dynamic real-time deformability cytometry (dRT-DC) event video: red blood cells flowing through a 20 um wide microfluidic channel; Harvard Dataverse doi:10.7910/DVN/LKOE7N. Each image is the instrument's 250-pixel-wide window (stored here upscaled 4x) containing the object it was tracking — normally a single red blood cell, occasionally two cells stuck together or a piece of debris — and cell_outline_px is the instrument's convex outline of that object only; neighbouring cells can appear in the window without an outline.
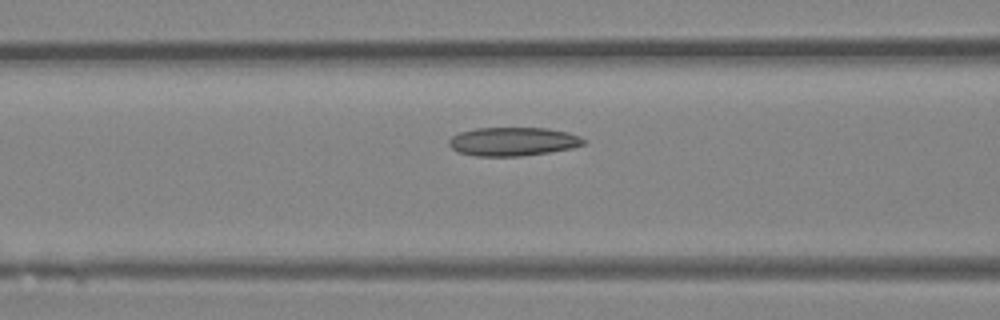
{"species": "Egyptian fruit bat (a non-hibernating species)", "species_latin": "Rousettus aegyptiacus", "temperature_condition": "room temperature", "stored_images_in_passage": 17, "camera_frame_rate_fps": 3000, "um_per_image_px": 0.085, "animal": {"sex": "female"}, "frame": {"image": 1, "passage_image": 15, "time_ms": 4.667, "image_size_px": [1000, 320], "cell_outline_px": [[584, 144], [572, 148], [548, 152], [520, 156], [476, 156], [456, 152], [448, 144], [448, 140], [452, 136], [460, 132], [476, 128], [548, 128], [568, 132], [580, 136], [584, 140]], "centroid_in_image_um": [43.57, 12.03], "position_along_channel_um": 123.0, "area_um2": 22.48}}